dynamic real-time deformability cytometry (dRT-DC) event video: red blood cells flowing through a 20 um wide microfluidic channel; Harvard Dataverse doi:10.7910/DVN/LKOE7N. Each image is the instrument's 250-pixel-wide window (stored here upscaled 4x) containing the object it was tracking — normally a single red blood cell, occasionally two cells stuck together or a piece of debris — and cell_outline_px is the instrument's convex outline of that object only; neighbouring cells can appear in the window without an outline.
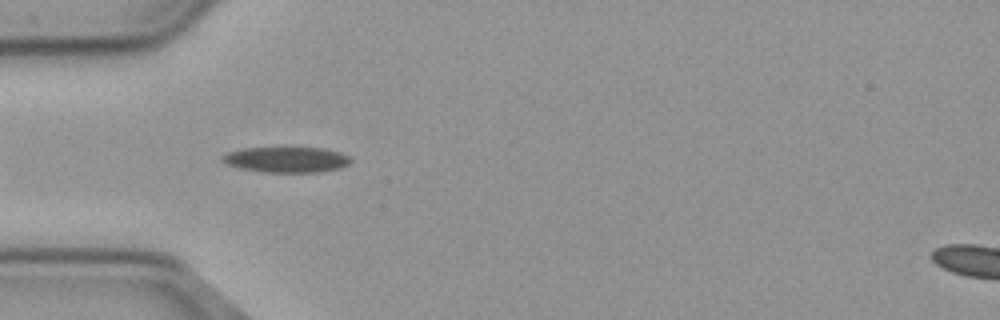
{"species": "common noctule bat (a hibernating species)", "species_latin": "Nyctalus noctula", "temperature_condition": "cold", "stored_images_in_passage": 7, "camera_frame_rate_fps": 3000, "um_per_image_px": 0.085, "animal": {"sex": "male", "body_mass_g": 23.1, "forearm_length_mm": 52.7}, "frame": {"image": 1, "passage_image": 4, "time_ms": 1.0, "image_size_px": [1000, 320], "cell_outline_px": [[352, 160], [348, 164], [340, 168], [316, 172], [264, 172], [240, 168], [224, 164], [220, 160], [220, 156], [228, 152], [244, 148], [324, 148], [340, 152], [348, 156]], "centroid_in_image_um": [24.3, 13.57], "position_along_channel_um": 60.7, "area_um2": 19.13}}